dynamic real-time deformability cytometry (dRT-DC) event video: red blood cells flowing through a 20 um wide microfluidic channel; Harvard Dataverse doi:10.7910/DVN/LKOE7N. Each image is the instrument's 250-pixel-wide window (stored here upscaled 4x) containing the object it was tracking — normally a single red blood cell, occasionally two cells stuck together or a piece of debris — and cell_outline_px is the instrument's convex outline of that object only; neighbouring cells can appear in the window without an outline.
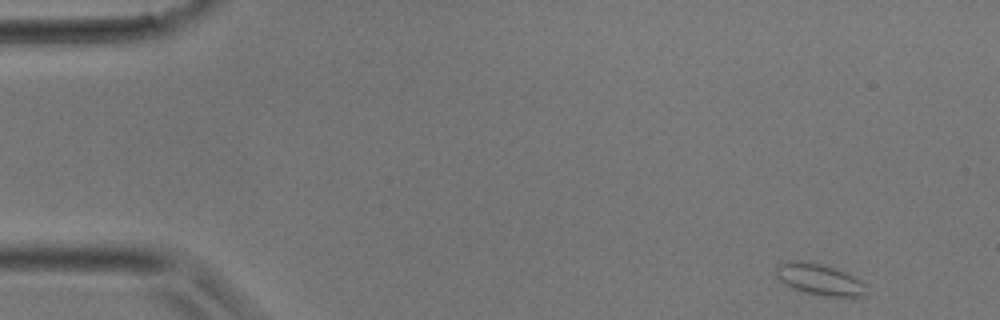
{"species": "common noctule bat (a hibernating species)", "species_latin": "Nyctalus noctula", "temperature_condition": "room temperature", "stored_images_in_passage": 37, "camera_frame_rate_fps": 3000, "um_per_image_px": 0.085, "animal": {"sex": "male", "body_mass_g": 17.9}, "frame": {"image": 1, "passage_image": 1, "time_ms": 0.0, "image_size_px": [1000, 320], "cell_outline_px": [[868, 296], [824, 296], [804, 292], [792, 288], [780, 280], [776, 276], [776, 264], [788, 260], [796, 260], [820, 264], [836, 268], [860, 280], [864, 284]], "centroid_in_image_um": [69.62, 23.74], "position_along_channel_um": 15.4, "area_um2": 16.42}}
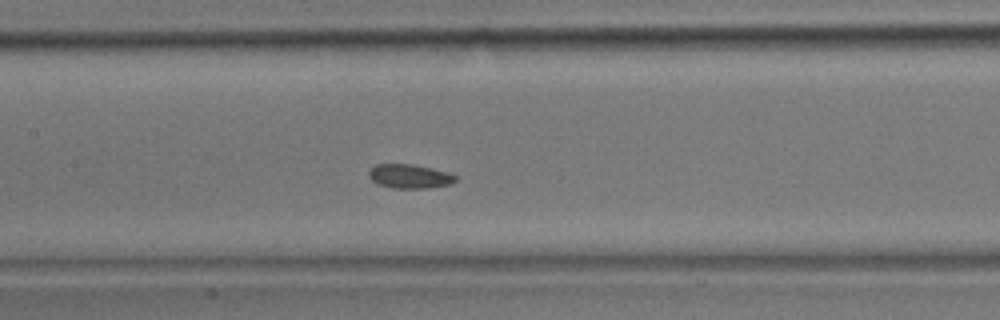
{"frame": {"image": 2, "passage_image": 16, "time_ms": 5.0, "image_size_px": [1000, 320], "cell_outline_px": [[456, 180], [452, 184], [428, 188], [392, 188], [376, 184], [368, 176], [368, 172], [376, 164], [412, 164], [432, 168], [448, 172], [456, 176]], "centroid_in_image_um": [34.81, 14.99], "position_along_channel_um": 172.6, "area_um2": 12.25}}
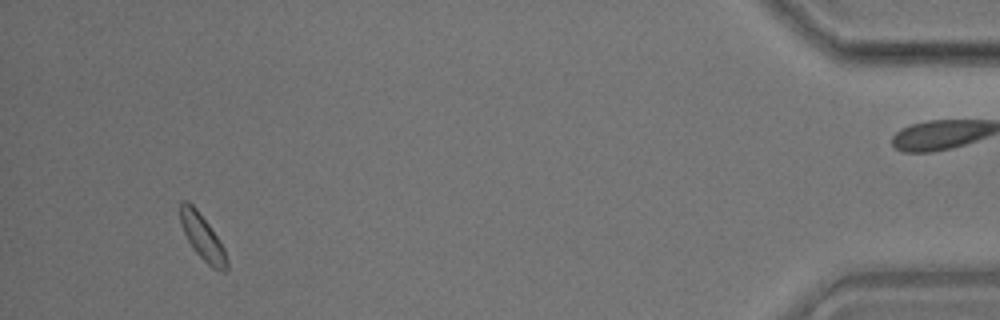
{"frame": {"image": 3, "passage_image": 34, "time_ms": 11.0, "image_size_px": [1000, 320], "cell_outline_px": [[228, 272], [224, 272], [212, 268], [192, 248], [180, 224], [180, 200], [188, 200], [196, 208], [208, 224], [224, 248], [228, 260]], "centroid_in_image_um": [17.21, 20.17], "position_along_channel_um": 418.0, "area_um2": 12.31}}